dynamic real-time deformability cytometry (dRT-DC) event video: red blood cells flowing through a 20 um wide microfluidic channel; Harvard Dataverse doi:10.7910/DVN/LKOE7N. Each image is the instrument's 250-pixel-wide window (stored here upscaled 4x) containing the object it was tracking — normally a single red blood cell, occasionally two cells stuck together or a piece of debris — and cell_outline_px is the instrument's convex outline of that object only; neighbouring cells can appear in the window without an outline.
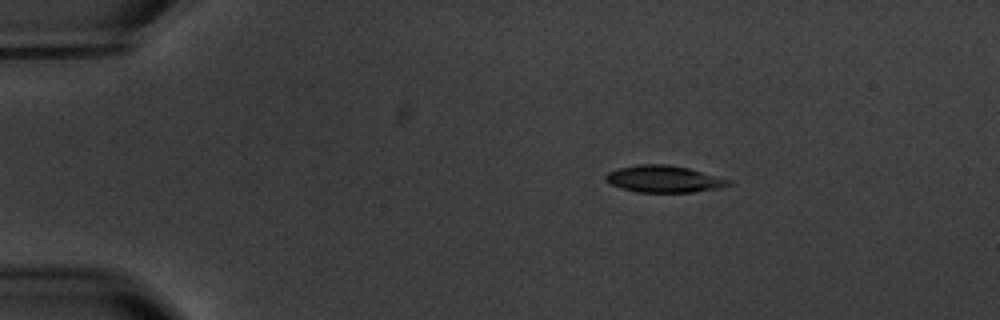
{"species": "common noctule bat (a hibernating species)", "species_latin": "Nyctalus noctula", "temperature_condition": "warm", "stored_images_in_passage": 3, "camera_frame_rate_fps": 3000, "um_per_image_px": 0.085, "animal": {"sex": "male", "body_mass_g": 20.1, "forearm_length_mm": 53.5}, "frame": {"image": 1, "passage_image": 1, "time_ms": 0.0, "image_size_px": [1000, 320], "cell_outline_px": [[736, 184], [720, 188], [692, 192], [636, 192], [620, 188], [608, 184], [604, 180], [604, 176], [608, 172], [620, 168], [640, 164], [668, 164], [688, 168], [732, 180]], "centroid_in_image_um": [56.44, 15.22], "position_along_channel_um": 28.6, "area_um2": 19.48}}